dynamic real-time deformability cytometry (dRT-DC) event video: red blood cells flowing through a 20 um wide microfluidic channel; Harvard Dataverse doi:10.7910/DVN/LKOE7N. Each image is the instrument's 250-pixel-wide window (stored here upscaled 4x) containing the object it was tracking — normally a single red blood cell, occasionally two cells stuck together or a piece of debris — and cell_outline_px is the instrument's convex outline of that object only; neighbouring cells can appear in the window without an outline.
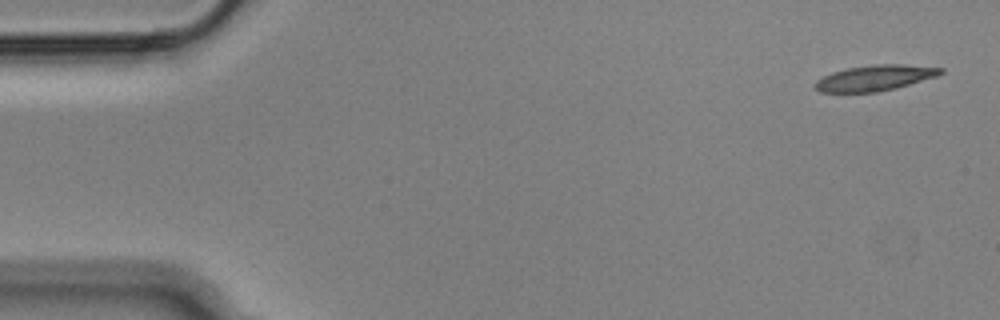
{"species": "Egyptian fruit bat (a non-hibernating species)", "species_latin": "Rousettus aegyptiacus", "temperature_condition": "cold", "stored_images_in_passage": 7, "camera_frame_rate_fps": 3000, "um_per_image_px": 0.085, "animal": {"sex": "male"}, "frame": {"image": 1, "passage_image": 1, "time_ms": 0.0, "image_size_px": [1000, 320], "cell_outline_px": [[944, 72], [936, 76], [896, 88], [876, 92], [820, 92], [812, 84], [816, 80], [832, 72], [848, 68], [876, 64], [904, 64], [944, 68]], "centroid_in_image_um": [74.36, 6.62], "position_along_channel_um": 10.6, "area_um2": 18.67}}
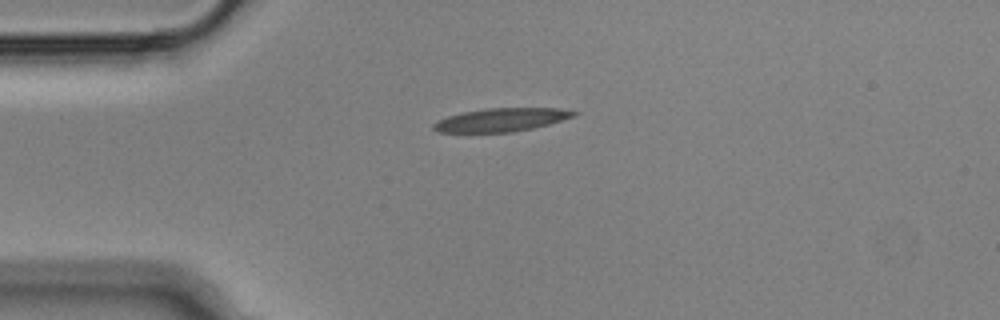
{"frame": {"image": 2, "passage_image": 4, "time_ms": 1.0, "image_size_px": [1000, 320], "cell_outline_px": [[576, 116], [548, 124], [532, 128], [512, 132], [440, 132], [432, 128], [432, 124], [448, 116], [464, 112], [484, 108], [556, 108], [576, 112]], "centroid_in_image_um": [42.6, 10.18], "position_along_channel_um": 42.4, "area_um2": 18.79}}
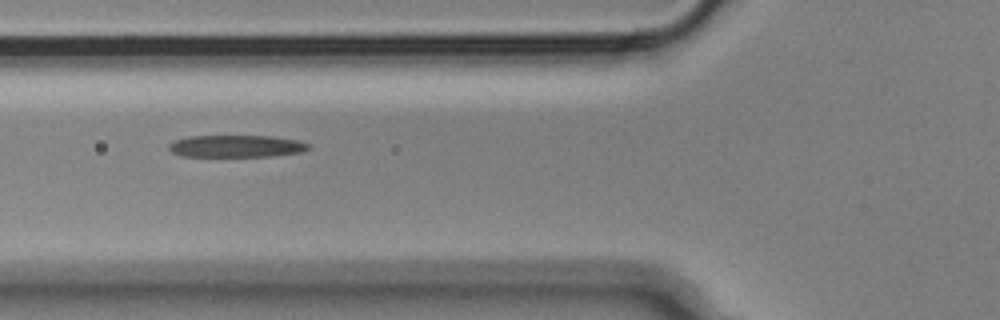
{"frame": {"image": 3, "passage_image": 6, "time_ms": 1.667, "image_size_px": [1000, 320], "cell_outline_px": [[312, 148], [300, 152], [272, 156], [180, 156], [172, 152], [168, 148], [168, 144], [176, 140], [188, 136], [272, 136], [300, 140], [312, 144]], "centroid_in_image_um": [20.14, 12.42], "position_along_channel_um": 105.7, "area_um2": 18.15}}